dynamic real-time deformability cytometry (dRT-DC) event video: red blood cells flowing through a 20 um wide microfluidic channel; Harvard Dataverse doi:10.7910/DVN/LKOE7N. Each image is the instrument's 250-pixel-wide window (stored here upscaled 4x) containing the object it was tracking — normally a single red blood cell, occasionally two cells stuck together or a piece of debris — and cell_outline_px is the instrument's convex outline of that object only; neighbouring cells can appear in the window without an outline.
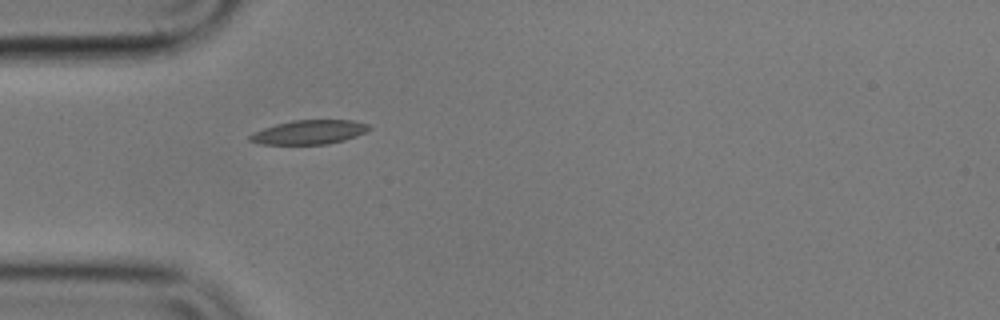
{"species": "common noctule bat (a hibernating species)", "species_latin": "Nyctalus noctula", "temperature_condition": "cold", "stored_images_in_passage": 5, "camera_frame_rate_fps": 3000, "um_per_image_px": 0.085, "animal": {"sex": "male", "body_mass_g": 17.9}, "frame": {"image": 1, "passage_image": 1, "time_ms": 0.0, "image_size_px": [1000, 320], "cell_outline_px": [[372, 128], [356, 136], [344, 140], [328, 144], [260, 144], [248, 140], [248, 136], [252, 132], [276, 124], [292, 120], [352, 120], [368, 124]], "centroid_in_image_um": [26.25, 11.23], "position_along_channel_um": 58.7, "area_um2": 16.76}}
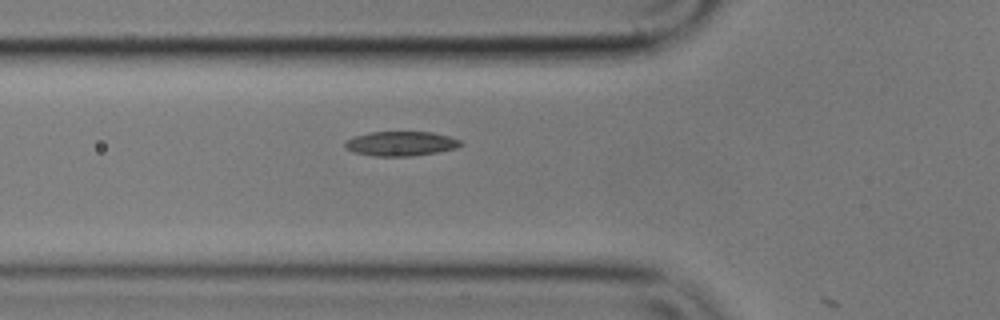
{"frame": {"image": 2, "passage_image": 4, "time_ms": 1.0, "image_size_px": [1000, 320], "cell_outline_px": [[464, 144], [456, 148], [436, 152], [412, 156], [376, 156], [352, 152], [344, 148], [344, 140], [356, 136], [372, 132], [432, 132], [448, 136], [460, 140]], "centroid_in_image_um": [34.05, 12.21], "position_along_channel_um": 91.8, "area_um2": 16.53}}